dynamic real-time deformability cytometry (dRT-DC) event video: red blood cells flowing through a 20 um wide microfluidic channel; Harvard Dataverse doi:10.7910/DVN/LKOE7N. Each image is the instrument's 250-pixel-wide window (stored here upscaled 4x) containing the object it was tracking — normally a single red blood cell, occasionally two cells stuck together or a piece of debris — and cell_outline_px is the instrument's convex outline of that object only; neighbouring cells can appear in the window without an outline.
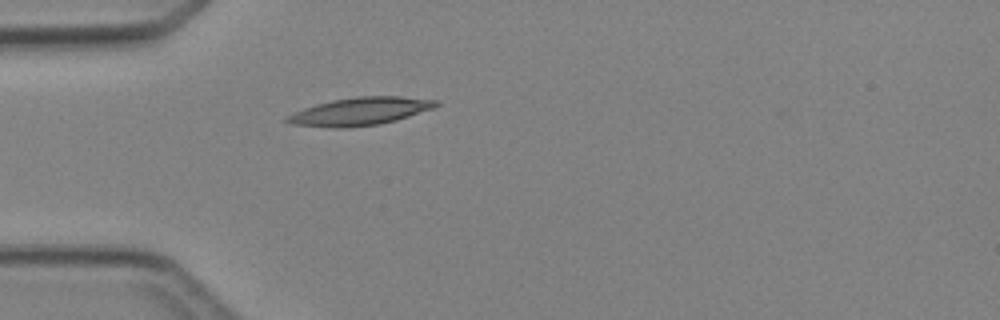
{"species": "Egyptian fruit bat (a non-hibernating species)", "species_latin": "Rousettus aegyptiacus", "temperature_condition": "cold", "stored_images_in_passage": 1, "camera_frame_rate_fps": 3000, "um_per_image_px": 0.085, "animal": {"sex": "female"}, "frame": {"image": 1, "passage_image": 1, "time_ms": 0.0, "image_size_px": [1000, 320], "cell_outline_px": [[440, 104], [436, 108], [396, 120], [380, 124], [344, 128], [332, 128], [292, 124], [284, 120], [284, 116], [304, 108], [316, 104], [332, 100], [356, 96], [400, 96], [440, 100]], "centroid_in_image_um": [30.63, 9.46], "position_along_channel_um": 54.4, "area_um2": 24.45}}